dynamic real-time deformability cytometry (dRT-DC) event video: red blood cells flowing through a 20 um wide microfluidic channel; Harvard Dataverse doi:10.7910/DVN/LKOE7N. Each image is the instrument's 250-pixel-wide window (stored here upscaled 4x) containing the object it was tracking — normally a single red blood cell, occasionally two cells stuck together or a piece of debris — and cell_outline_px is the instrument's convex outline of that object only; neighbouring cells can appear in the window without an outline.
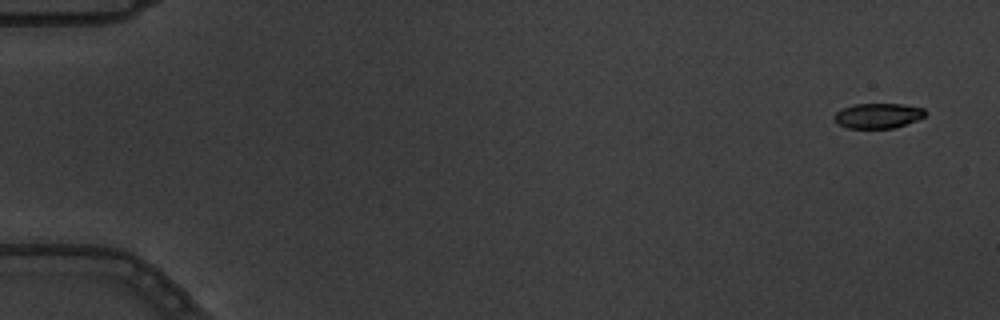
{"species": "common noctule bat (a hibernating species)", "species_latin": "Nyctalus noctula", "temperature_condition": "warm", "stored_images_in_passage": 7, "camera_frame_rate_fps": 3000, "um_per_image_px": 0.085, "animal": {"sex": "male", "body_mass_g": 19.5, "forearm_length_mm": 54.6}, "frame": {"image": 1, "passage_image": 1, "time_ms": 0.0, "image_size_px": [1000, 320], "cell_outline_px": [[928, 112], [924, 116], [916, 120], [892, 128], [848, 128], [840, 124], [832, 116], [836, 112], [844, 108], [856, 104], [900, 104], [924, 108]], "centroid_in_image_um": [74.64, 9.83], "position_along_channel_um": 10.4, "area_um2": 13.06}}
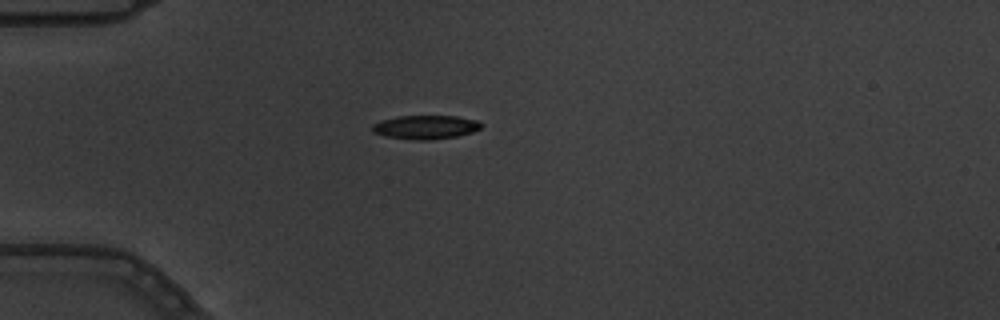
{"frame": {"image": 2, "passage_image": 5, "time_ms": 1.333, "image_size_px": [1000, 320], "cell_outline_px": [[484, 124], [480, 128], [472, 132], [456, 136], [432, 140], [412, 140], [384, 136], [372, 132], [372, 124], [384, 120], [400, 116], [456, 116], [476, 120]], "centroid_in_image_um": [36.17, 10.81], "position_along_channel_um": 48.8, "area_um2": 15.09}}